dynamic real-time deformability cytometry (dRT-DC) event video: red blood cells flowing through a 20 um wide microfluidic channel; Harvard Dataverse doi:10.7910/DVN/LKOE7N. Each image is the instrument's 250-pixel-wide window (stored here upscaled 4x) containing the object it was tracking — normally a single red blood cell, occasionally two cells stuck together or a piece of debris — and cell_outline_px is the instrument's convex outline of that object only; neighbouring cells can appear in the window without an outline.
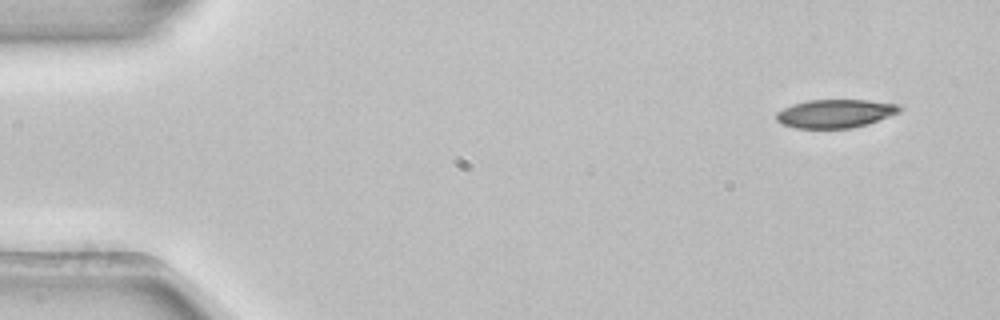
{"species": "common noctule bat (a hibernating species)", "species_latin": "Nyctalus noctula", "temperature_condition": "room temperature", "stored_images_in_passage": 4, "camera_frame_rate_fps": 3000, "um_per_image_px": 0.085, "animal": {"sex": "female", "body_mass_g": 22.7, "forearm_length_mm": 54.2}, "frame": {"image": 1, "passage_image": 1, "time_ms": 0.0, "image_size_px": [1000, 320], "cell_outline_px": [[904, 108], [900, 112], [868, 124], [852, 128], [796, 128], [780, 124], [776, 120], [776, 112], [792, 104], [808, 100], [868, 100], [900, 104]], "centroid_in_image_um": [71.01, 9.65], "position_along_channel_um": 14.0, "area_um2": 20.63}}